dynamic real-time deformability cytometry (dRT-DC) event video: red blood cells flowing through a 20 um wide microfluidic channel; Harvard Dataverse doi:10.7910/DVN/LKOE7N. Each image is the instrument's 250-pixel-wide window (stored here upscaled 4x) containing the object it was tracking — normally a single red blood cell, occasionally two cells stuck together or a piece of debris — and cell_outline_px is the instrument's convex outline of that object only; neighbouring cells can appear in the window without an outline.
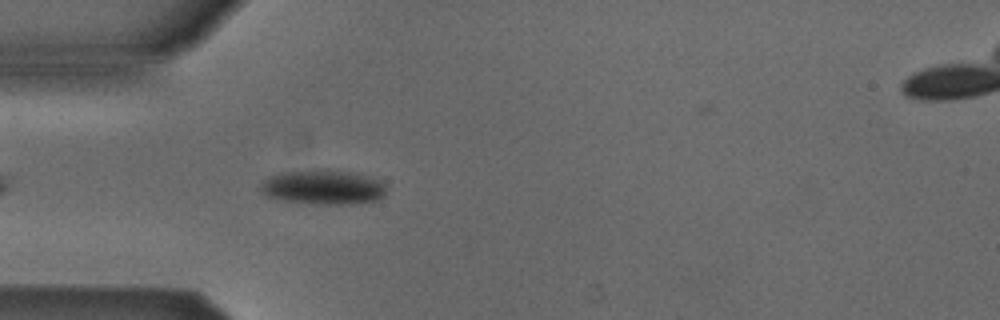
{"species": "Egyptian fruit bat (a non-hibernating species)", "species_latin": "Rousettus aegyptiacus", "temperature_condition": "cold", "stored_images_in_passage": 35, "camera_frame_rate_fps": 3000, "um_per_image_px": 0.085, "animal": {"sex": "male"}, "frame": {"image": 1, "passage_image": 4, "time_ms": 1.0, "image_size_px": [1000, 320], "cell_outline_px": [[384, 196], [380, 200], [352, 204], [308, 204], [284, 200], [264, 196], [260, 188], [260, 184], [264, 180], [280, 172], [324, 168], [328, 168], [348, 172], [364, 176], [376, 180], [384, 184]], "centroid_in_image_um": [27.42, 15.91], "position_along_channel_um": 57.6, "area_um2": 25.49}}
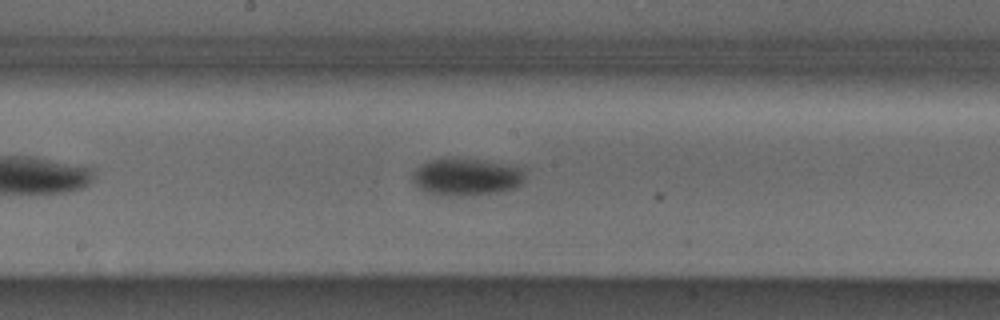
{"frame": {"image": 2, "passage_image": 16, "time_ms": 5.0, "image_size_px": [1000, 320], "cell_outline_px": [[528, 168], [524, 184], [516, 188], [500, 192], [460, 196], [444, 196], [428, 192], [420, 188], [412, 180], [412, 172], [420, 164], [428, 160], [448, 156], [464, 156], [516, 164]], "centroid_in_image_um": [39.75, 14.97], "position_along_channel_um": 208.4, "area_um2": 26.13}}
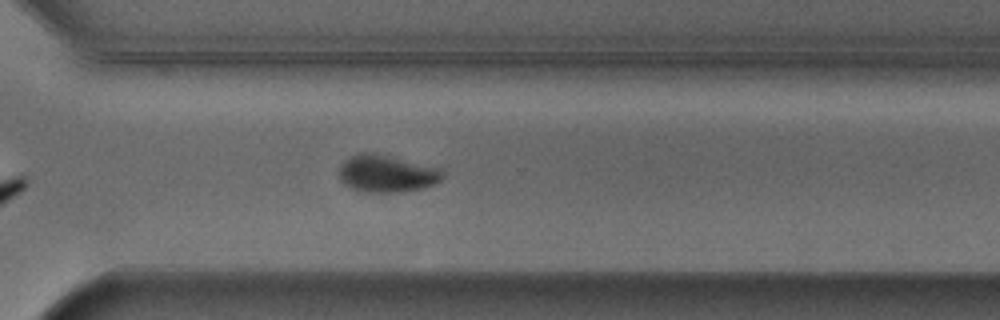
{"frame": {"image": 3, "passage_image": 26, "time_ms": 8.333, "image_size_px": [1000, 320], "cell_outline_px": [[444, 176], [436, 184], [424, 188], [404, 192], [364, 192], [352, 188], [340, 180], [340, 168], [344, 160], [360, 152], [376, 152], [440, 168], [444, 172]], "centroid_in_image_um": [32.91, 14.75], "position_along_channel_um": 337.7, "area_um2": 22.66}}